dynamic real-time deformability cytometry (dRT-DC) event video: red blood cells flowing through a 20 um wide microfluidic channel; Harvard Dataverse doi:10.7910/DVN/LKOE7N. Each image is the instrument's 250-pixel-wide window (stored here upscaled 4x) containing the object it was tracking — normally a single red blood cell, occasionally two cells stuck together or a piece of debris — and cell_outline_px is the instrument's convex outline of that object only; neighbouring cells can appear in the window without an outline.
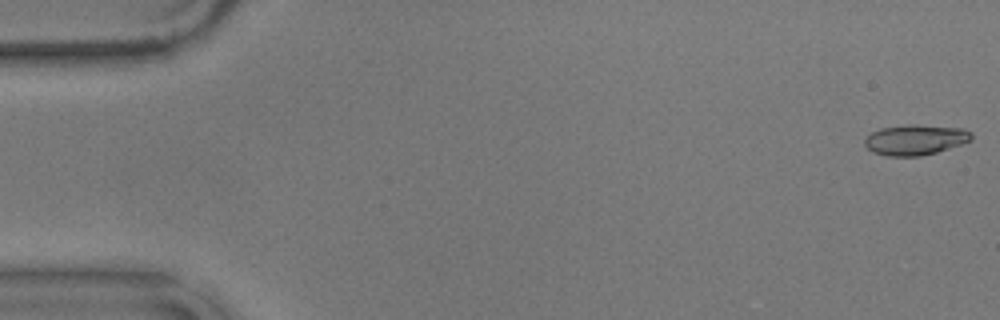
{"species": "common noctule bat (a hibernating species)", "species_latin": "Nyctalus noctula", "temperature_condition": "warm", "stored_images_in_passage": 56, "camera_frame_rate_fps": 3000, "um_per_image_px": 0.085, "animal": {"sex": "male", "body_mass_g": 17.9}, "frame": {"image": 1, "passage_image": 1, "time_ms": 0.0, "image_size_px": [1000, 320], "cell_outline_px": [[972, 140], [936, 152], [920, 156], [888, 156], [872, 152], [864, 144], [864, 140], [872, 132], [880, 128], [912, 124], [964, 128], [972, 132]], "centroid_in_image_um": [77.81, 11.87], "position_along_channel_um": 7.2, "area_um2": 18.84}}
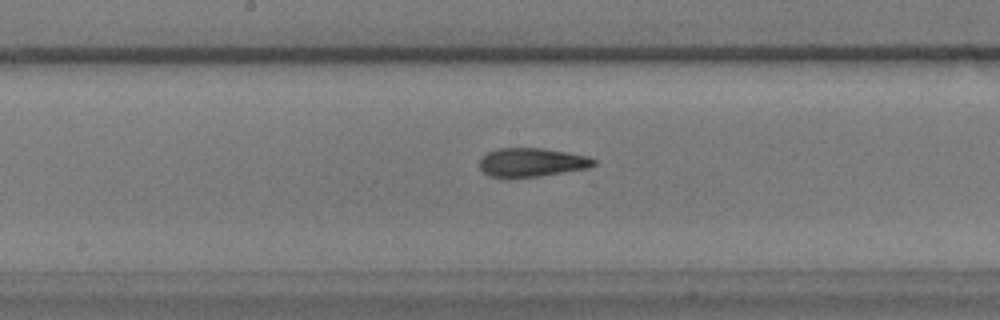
{"frame": {"image": 2, "passage_image": 29, "time_ms": 9.333, "image_size_px": [1000, 320], "cell_outline_px": [[596, 164], [588, 168], [540, 176], [488, 176], [480, 168], [480, 160], [488, 152], [496, 148], [544, 148], [588, 156], [596, 160]], "centroid_in_image_um": [45.23, 13.78], "position_along_channel_um": 203.0, "area_um2": 18.84}}
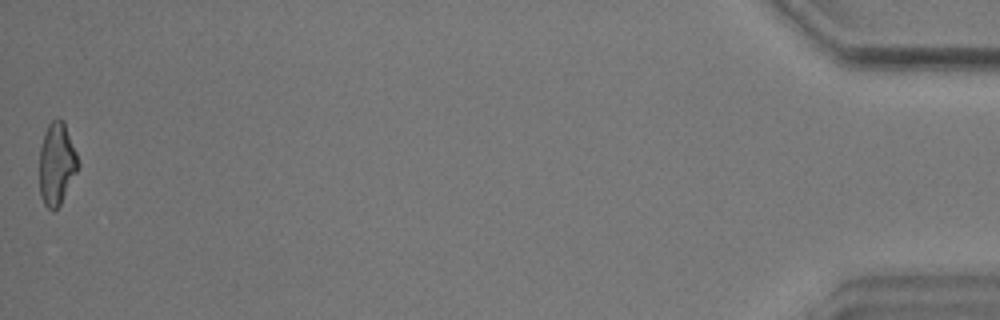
{"frame": {"image": 3, "passage_image": 56, "time_ms": 18.333, "image_size_px": [1000, 320], "cell_outline_px": [[80, 164], [60, 204], [52, 212], [44, 204], [40, 196], [40, 148], [44, 132], [48, 124], [56, 116], [60, 116], [64, 120], [76, 152]], "centroid_in_image_um": [4.81, 13.87], "position_along_channel_um": 430.4, "area_um2": 18.61}, "authors_computed_cell_mechanics": {"area_um2": 19.1029, "velocity_mm_per_s": 3.5988, "shape_relaxation_time_tau1_ms": 5.4388, "shape_relaxation_time_tau2_ms": 1.9816, "deformation_change_tau1": 0.1926, "deformation_change_tau2": 0.1088}}